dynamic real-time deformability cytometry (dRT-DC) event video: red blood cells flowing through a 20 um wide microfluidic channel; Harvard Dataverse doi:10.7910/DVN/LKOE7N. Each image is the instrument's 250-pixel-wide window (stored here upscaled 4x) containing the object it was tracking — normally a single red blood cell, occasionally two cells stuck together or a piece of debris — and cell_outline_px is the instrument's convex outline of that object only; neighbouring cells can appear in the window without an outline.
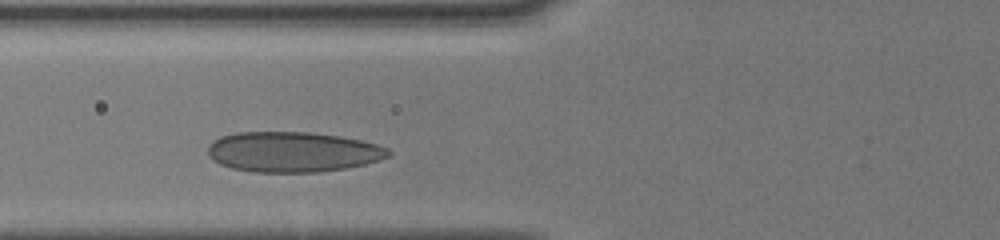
{"species": "human", "species_latin": "Homo sapiens", "temperature_condition": "cold", "stored_images_in_passage": 15, "camera_frame_rate_fps": 3000, "um_per_image_px": 0.085, "donor": {"sex": "male"}, "frame": {"image": 1, "passage_image": 5, "time_ms": 2.667, "image_size_px": [1000, 240], "cell_outline_px": [[392, 152], [388, 156], [380, 160], [364, 164], [344, 168], [320, 172], [252, 172], [232, 168], [220, 164], [212, 160], [208, 156], [208, 148], [212, 140], [220, 136], [236, 132], [308, 132], [340, 136], [360, 140], [376, 144], [388, 148]], "centroid_in_image_um": [24.85, 12.91], "position_along_channel_um": 100.9, "area_um2": 42.54}}
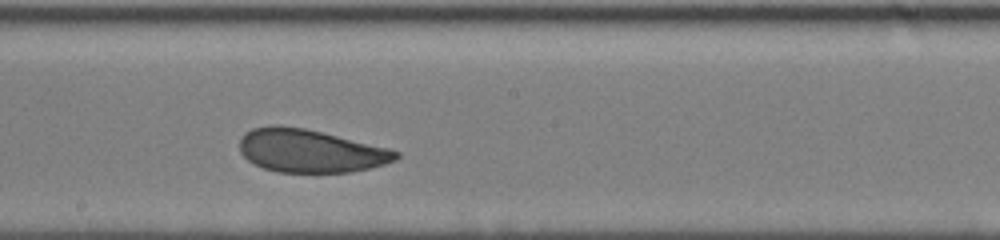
{"frame": {"image": 2, "passage_image": 11, "time_ms": 5.667, "image_size_px": [1000, 240], "cell_outline_px": [[400, 156], [396, 160], [384, 164], [352, 172], [276, 172], [264, 168], [248, 160], [240, 152], [240, 140], [244, 132], [252, 128], [272, 124], [280, 124], [304, 128], [388, 148], [400, 152]], "centroid_in_image_um": [26.34, 12.81], "position_along_channel_um": 221.9, "area_um2": 39.19}}
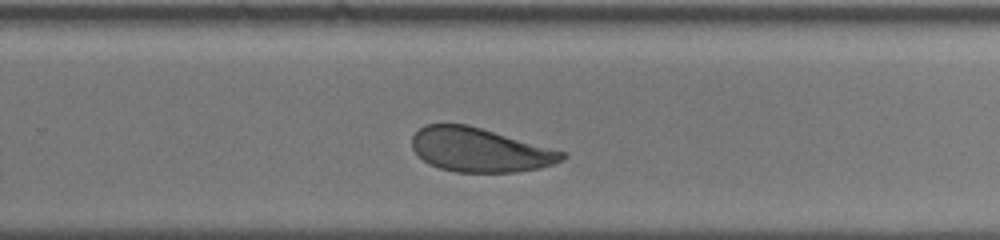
{"frame": {"image": 3, "passage_image": 14, "time_ms": 7.333, "image_size_px": [1000, 240], "cell_outline_px": [[568, 156], [564, 160], [556, 164], [540, 168], [516, 172], [456, 172], [440, 168], [428, 164], [412, 148], [412, 136], [424, 124], [468, 124], [564, 152]], "centroid_in_image_um": [40.79, 12.75], "position_along_channel_um": 289.0, "area_um2": 38.38}}